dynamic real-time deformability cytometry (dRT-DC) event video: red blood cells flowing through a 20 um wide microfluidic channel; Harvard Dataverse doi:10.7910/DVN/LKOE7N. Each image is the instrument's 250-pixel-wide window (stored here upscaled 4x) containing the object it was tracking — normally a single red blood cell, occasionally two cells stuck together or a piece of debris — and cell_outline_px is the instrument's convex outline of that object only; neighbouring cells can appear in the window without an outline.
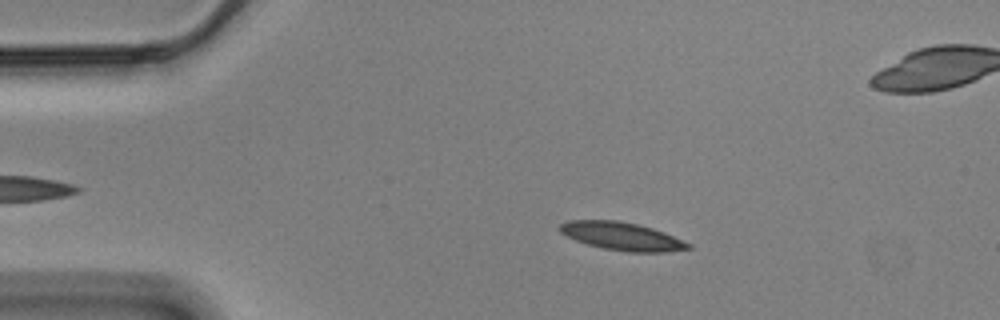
{"species": "Egyptian fruit bat (a non-hibernating species)", "species_latin": "Rousettus aegyptiacus", "temperature_condition": "cold", "stored_images_in_passage": 43, "camera_frame_rate_fps": 3000, "um_per_image_px": 0.085, "animal": {"sex": "male"}, "frame": {"image": 1, "passage_image": 10, "time_ms": 3.0, "image_size_px": [1000, 320], "cell_outline_px": [[692, 248], [664, 252], [628, 252], [604, 248], [588, 244], [576, 240], [560, 232], [556, 228], [560, 224], [568, 220], [616, 220], [636, 224], [652, 228], [664, 232], [692, 244]], "centroid_in_image_um": [52.85, 20.08], "position_along_channel_um": 32.1, "area_um2": 20.87}}
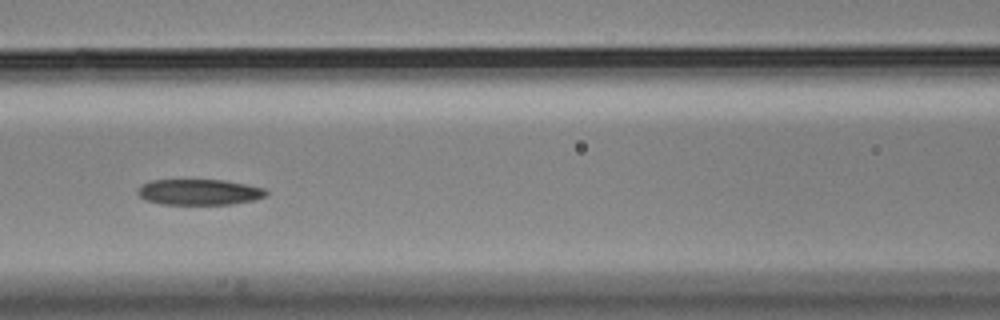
{"frame": {"image": 2, "passage_image": 24, "time_ms": 7.667, "image_size_px": [1000, 320], "cell_outline_px": [[268, 196], [256, 200], [232, 204], [160, 204], [144, 200], [136, 192], [140, 184], [152, 180], [224, 180], [264, 188], [268, 192]], "centroid_in_image_um": [16.92, 16.33], "position_along_channel_um": 149.7, "area_um2": 19.48}}
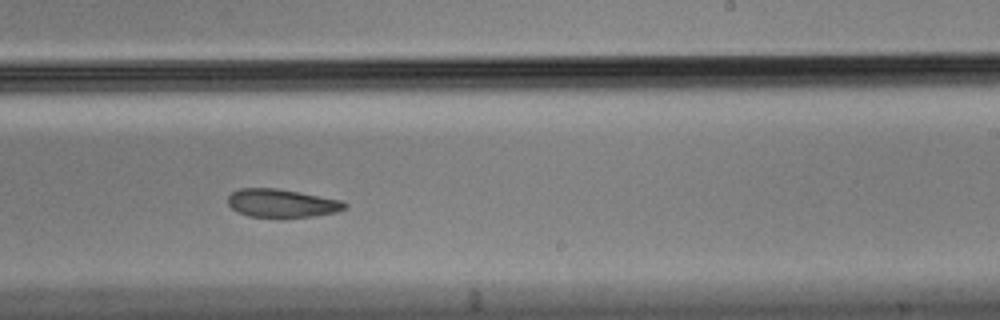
{"frame": {"image": 3, "passage_image": 34, "time_ms": 11.0, "image_size_px": [1000, 320], "cell_outline_px": [[348, 208], [336, 212], [312, 216], [280, 220], [276, 220], [248, 216], [236, 212], [228, 204], [228, 196], [232, 192], [240, 188], [276, 188], [340, 200], [348, 204]], "centroid_in_image_um": [23.92, 17.32], "position_along_channel_um": 265.1, "area_um2": 19.88}, "authors_computed_cell_mechanics": {"area_um2": 20.3456, "velocity_mm_per_s": 3.4701, "shape_relaxation_time_tau1_ms": 6.8802, "shape_relaxation_time_tau2_ms": 8.6258, "deformation_change_tau1": 0.1436, "deformation_change_tau2": 0.1492}}